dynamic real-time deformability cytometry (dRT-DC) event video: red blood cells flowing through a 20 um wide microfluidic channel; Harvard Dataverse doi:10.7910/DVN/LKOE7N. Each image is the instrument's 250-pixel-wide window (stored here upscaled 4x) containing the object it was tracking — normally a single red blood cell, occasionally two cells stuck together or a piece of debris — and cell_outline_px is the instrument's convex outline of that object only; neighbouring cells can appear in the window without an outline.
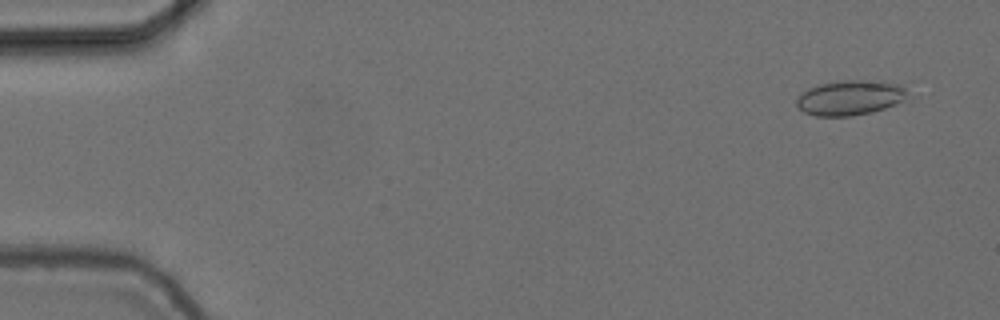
{"species": "common noctule bat (a hibernating species)", "species_latin": "Nyctalus noctula", "temperature_condition": "cold", "stored_images_in_passage": 32, "camera_frame_rate_fps": 3000, "um_per_image_px": 0.085, "animal": {"sex": "female", "body_mass_g": 24.6, "forearm_length_mm": 56.2}, "frame": {"image": 1, "passage_image": 4, "time_ms": 1.0, "image_size_px": [1000, 320], "cell_outline_px": [[912, 96], [884, 108], [872, 112], [852, 116], [816, 116], [804, 112], [796, 104], [796, 100], [808, 88], [820, 84], [848, 80], [864, 80], [900, 84]], "centroid_in_image_um": [72.28, 8.31], "position_along_channel_um": 12.7, "area_um2": 22.37}}
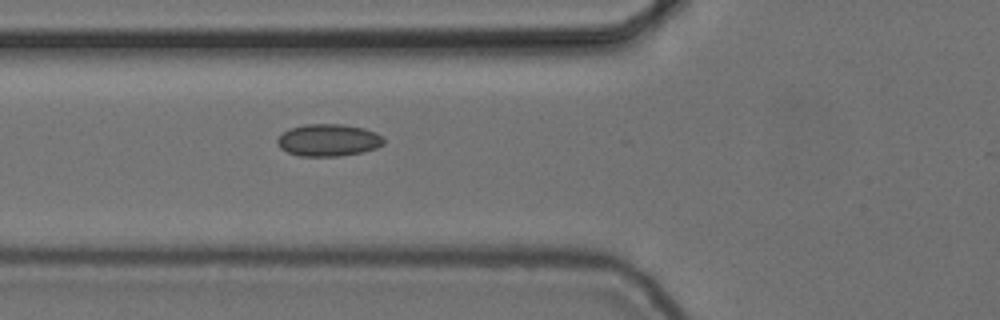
{"frame": {"image": 2, "passage_image": 21, "time_ms": 6.667, "image_size_px": [1000, 320], "cell_outline_px": [[384, 144], [376, 148], [360, 152], [340, 156], [300, 156], [288, 152], [280, 148], [276, 140], [288, 128], [304, 124], [344, 124], [364, 128], [376, 132], [384, 136]], "centroid_in_image_um": [27.93, 11.9], "position_along_channel_um": 97.9, "area_um2": 20.06}}
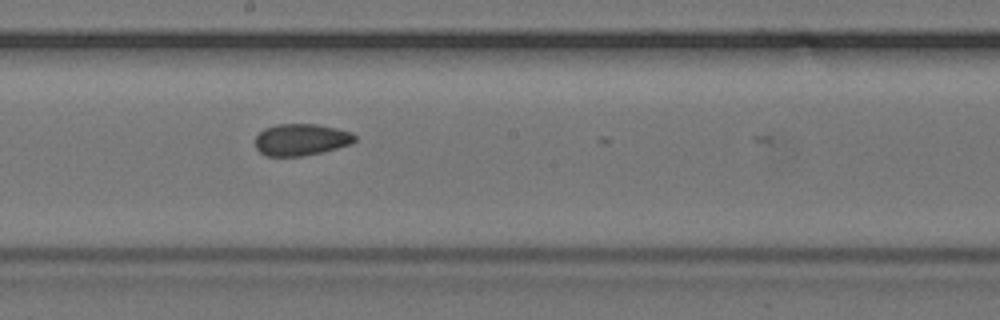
{"frame": {"image": 3, "passage_image": 31, "time_ms": 10.0, "image_size_px": [1000, 320], "cell_outline_px": [[356, 140], [352, 144], [304, 156], [268, 156], [260, 152], [256, 148], [256, 136], [264, 128], [276, 124], [316, 124], [336, 128], [352, 132], [356, 136]], "centroid_in_image_um": [25.6, 11.86], "position_along_channel_um": 222.6, "area_um2": 18.44}}